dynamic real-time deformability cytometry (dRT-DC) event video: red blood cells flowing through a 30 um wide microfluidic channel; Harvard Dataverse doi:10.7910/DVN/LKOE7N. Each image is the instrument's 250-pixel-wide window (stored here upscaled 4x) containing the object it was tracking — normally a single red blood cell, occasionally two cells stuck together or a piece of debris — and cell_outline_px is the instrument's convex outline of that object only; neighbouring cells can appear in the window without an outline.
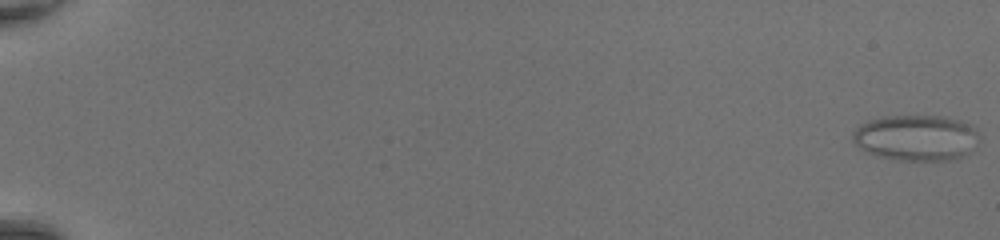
{"species": "common noctule bat (a hibernating species)", "species_latin": "Nyctalus noctula", "temperature_condition": "room temperature", "stored_images_in_passage": 50, "camera_frame_rate_fps": 3000, "um_per_image_px": 0.085, "animal": {"sex": "female", "body_mass_g": 20.0, "forearm_length_mm": 54.0}, "frame": {"image": 1, "passage_image": 1, "time_ms": 0.0, "image_size_px": [1000, 240], "cell_outline_px": [[980, 140], [976, 148], [972, 152], [964, 156], [948, 160], [900, 160], [876, 156], [860, 148], [852, 140], [852, 132], [860, 124], [868, 120], [884, 116], [944, 116], [960, 120], [976, 128], [980, 136]], "centroid_in_image_um": [77.91, 11.71], "position_along_channel_um": 7.1, "area_um2": 34.28}}
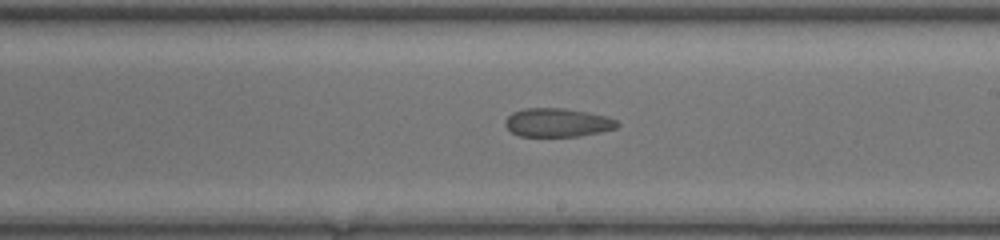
{"frame": {"image": 2, "passage_image": 32, "time_ms": 10.333, "image_size_px": [1000, 240], "cell_outline_px": [[620, 124], [616, 128], [600, 132], [580, 136], [520, 136], [512, 132], [504, 124], [504, 120], [512, 112], [524, 108], [564, 108], [588, 112], [608, 116], [616, 120]], "centroid_in_image_um": [47.39, 10.41], "position_along_channel_um": 241.6, "area_um2": 18.79}}
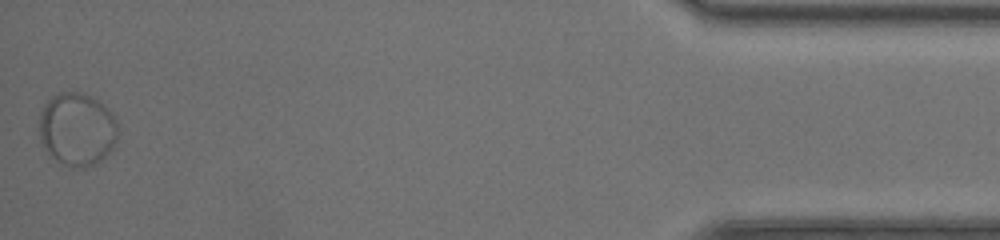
{"frame": {"image": 3, "passage_image": 50, "time_ms": 16.333, "image_size_px": [1000, 240], "cell_outline_px": [[116, 140], [112, 148], [100, 160], [84, 168], [68, 168], [56, 160], [44, 148], [40, 140], [40, 112], [44, 104], [52, 96], [60, 92], [80, 92], [92, 96], [104, 104], [112, 112], [116, 120]], "centroid_in_image_um": [6.54, 10.97], "position_along_channel_um": 428.7, "area_um2": 33.58}}